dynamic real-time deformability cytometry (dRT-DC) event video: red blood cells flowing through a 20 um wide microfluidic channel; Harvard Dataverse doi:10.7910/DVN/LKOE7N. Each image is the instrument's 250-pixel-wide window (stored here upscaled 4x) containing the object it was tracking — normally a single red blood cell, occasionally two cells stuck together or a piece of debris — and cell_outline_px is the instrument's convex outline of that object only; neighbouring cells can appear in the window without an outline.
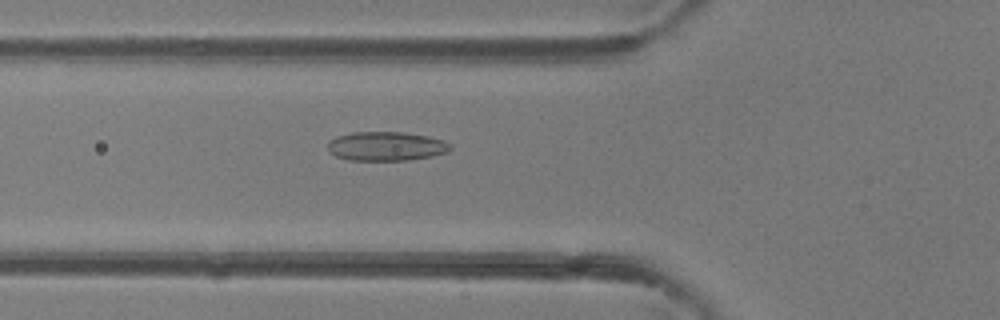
{"species": "common noctule bat (a hibernating species)", "species_latin": "Nyctalus noctula", "temperature_condition": "room temperature", "stored_images_in_passage": 28, "camera_frame_rate_fps": 3000, "um_per_image_px": 0.085, "animal": {"sex": "female"}, "frame": {"image": 1, "passage_image": 2, "time_ms": 0.333, "image_size_px": [1000, 320], "cell_outline_px": [[452, 148], [448, 152], [432, 156], [408, 160], [348, 160], [336, 156], [328, 152], [328, 140], [336, 136], [352, 132], [400, 132], [428, 136], [444, 140], [452, 144]], "centroid_in_image_um": [32.82, 12.43], "position_along_channel_um": 93.0, "area_um2": 20.98}}
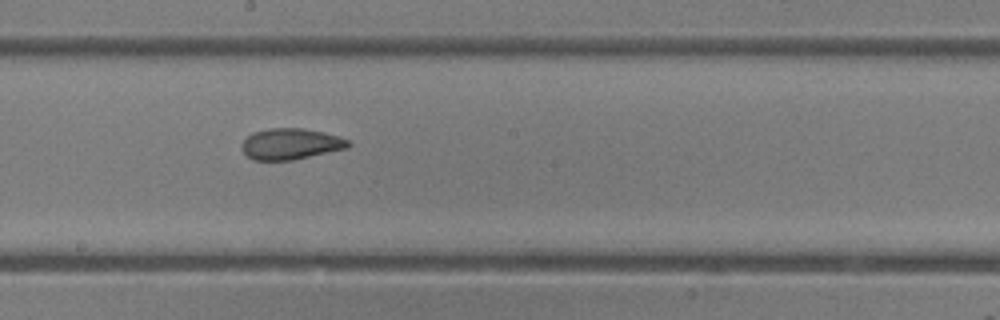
{"frame": {"image": 2, "passage_image": 11, "time_ms": 3.333, "image_size_px": [1000, 320], "cell_outline_px": [[352, 144], [348, 148], [292, 160], [252, 160], [240, 148], [244, 140], [252, 132], [268, 128], [300, 128], [324, 132], [340, 136], [348, 140]], "centroid_in_image_um": [24.71, 12.23], "position_along_channel_um": 223.5, "area_um2": 19.36}}
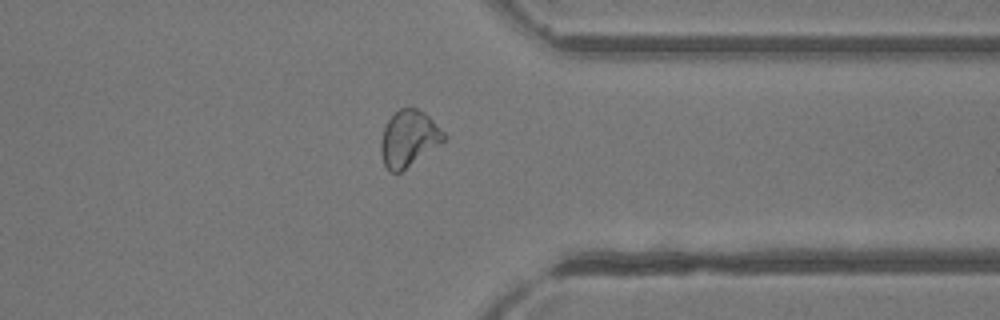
{"frame": {"image": 3, "passage_image": 22, "time_ms": 7.0, "image_size_px": [1000, 320], "cell_outline_px": [[448, 136], [444, 140], [400, 172], [388, 172], [384, 164], [380, 152], [380, 140], [384, 128], [388, 120], [400, 108], [416, 108], [424, 112]], "centroid_in_image_um": [34.71, 11.77], "position_along_channel_um": 376.7, "area_um2": 20.23}}